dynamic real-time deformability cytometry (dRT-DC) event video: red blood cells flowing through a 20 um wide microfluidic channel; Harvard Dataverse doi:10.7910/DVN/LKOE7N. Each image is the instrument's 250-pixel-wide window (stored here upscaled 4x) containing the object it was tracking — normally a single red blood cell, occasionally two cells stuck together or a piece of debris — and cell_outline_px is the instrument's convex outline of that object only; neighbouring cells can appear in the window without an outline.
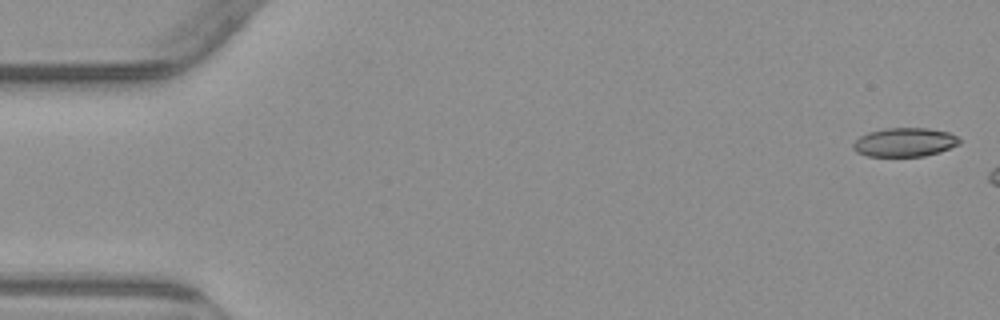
{"species": "common noctule bat (a hibernating species)", "species_latin": "Nyctalus noctula", "temperature_condition": "warm", "stored_images_in_passage": 4, "camera_frame_rate_fps": 3000, "um_per_image_px": 0.085, "animal": {"sex": "male", "body_mass_g": 23.1, "forearm_length_mm": 52.7}, "frame": {"image": 1, "passage_image": 1, "time_ms": 0.0, "image_size_px": [1000, 320], "cell_outline_px": [[960, 144], [940, 152], [924, 156], [868, 156], [856, 152], [852, 148], [852, 144], [860, 136], [868, 132], [888, 128], [928, 128], [948, 132], [956, 136], [960, 140]], "centroid_in_image_um": [76.89, 12.09], "position_along_channel_um": 8.1, "area_um2": 17.86}}